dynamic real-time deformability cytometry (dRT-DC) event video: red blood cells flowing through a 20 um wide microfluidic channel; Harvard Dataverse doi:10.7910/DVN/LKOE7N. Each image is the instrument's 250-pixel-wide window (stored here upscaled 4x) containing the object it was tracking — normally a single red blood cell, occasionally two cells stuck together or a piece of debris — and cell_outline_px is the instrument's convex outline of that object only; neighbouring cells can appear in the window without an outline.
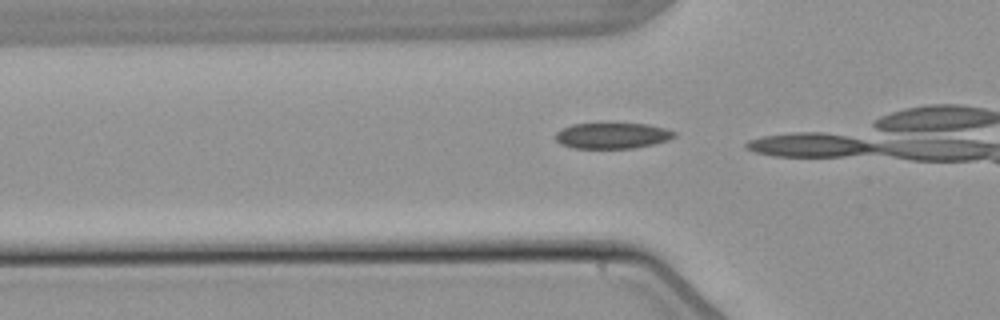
{"species": "common noctule bat (a hibernating species)", "species_latin": "Nyctalus noctula", "temperature_condition": "warm", "stored_images_in_passage": 3, "camera_frame_rate_fps": 3000, "um_per_image_px": 0.085, "animal": {"sex": "male", "body_mass_g": 21.5, "forearm_length_mm": 52.0}, "frame": {"image": 1, "passage_image": 2, "time_ms": 0.333, "image_size_px": [1000, 320], "cell_outline_px": [[676, 136], [668, 140], [656, 144], [632, 148], [572, 148], [560, 144], [552, 136], [556, 132], [572, 124], [600, 120], [648, 124], [664, 128], [676, 132]], "centroid_in_image_um": [52.01, 11.48], "position_along_channel_um": 73.8, "area_um2": 19.02}}